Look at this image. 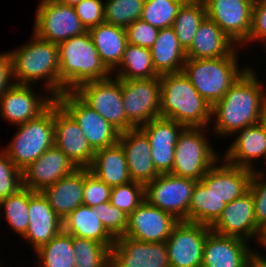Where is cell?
<instances>
[{
	"label": "cell",
	"mask_w": 266,
	"mask_h": 267,
	"mask_svg": "<svg viewBox=\"0 0 266 267\" xmlns=\"http://www.w3.org/2000/svg\"><path fill=\"white\" fill-rule=\"evenodd\" d=\"M255 70L250 66L212 106L210 126H213L209 128L217 138L232 137L245 127L259 124L266 115V85Z\"/></svg>",
	"instance_id": "obj_1"
},
{
	"label": "cell",
	"mask_w": 266,
	"mask_h": 267,
	"mask_svg": "<svg viewBox=\"0 0 266 267\" xmlns=\"http://www.w3.org/2000/svg\"><path fill=\"white\" fill-rule=\"evenodd\" d=\"M31 41L15 50L8 51L12 62L15 84L35 85L43 80L44 92L55 98L60 95L59 56L57 44L38 38L34 33Z\"/></svg>",
	"instance_id": "obj_2"
},
{
	"label": "cell",
	"mask_w": 266,
	"mask_h": 267,
	"mask_svg": "<svg viewBox=\"0 0 266 267\" xmlns=\"http://www.w3.org/2000/svg\"><path fill=\"white\" fill-rule=\"evenodd\" d=\"M59 56L60 95L79 85L110 78L112 72L99 57L89 31L57 44Z\"/></svg>",
	"instance_id": "obj_3"
},
{
	"label": "cell",
	"mask_w": 266,
	"mask_h": 267,
	"mask_svg": "<svg viewBox=\"0 0 266 267\" xmlns=\"http://www.w3.org/2000/svg\"><path fill=\"white\" fill-rule=\"evenodd\" d=\"M159 78L160 117L172 119L186 128L210 127L212 107L183 72L163 74Z\"/></svg>",
	"instance_id": "obj_4"
},
{
	"label": "cell",
	"mask_w": 266,
	"mask_h": 267,
	"mask_svg": "<svg viewBox=\"0 0 266 267\" xmlns=\"http://www.w3.org/2000/svg\"><path fill=\"white\" fill-rule=\"evenodd\" d=\"M238 49L237 46L228 56L221 58H186L182 72L211 107L250 68V65L240 68Z\"/></svg>",
	"instance_id": "obj_5"
},
{
	"label": "cell",
	"mask_w": 266,
	"mask_h": 267,
	"mask_svg": "<svg viewBox=\"0 0 266 267\" xmlns=\"http://www.w3.org/2000/svg\"><path fill=\"white\" fill-rule=\"evenodd\" d=\"M16 127L10 143L2 150L23 171L54 146V103L37 118Z\"/></svg>",
	"instance_id": "obj_6"
},
{
	"label": "cell",
	"mask_w": 266,
	"mask_h": 267,
	"mask_svg": "<svg viewBox=\"0 0 266 267\" xmlns=\"http://www.w3.org/2000/svg\"><path fill=\"white\" fill-rule=\"evenodd\" d=\"M209 130L208 127H191L181 132L175 146L170 174L199 181L221 158L206 137L210 134Z\"/></svg>",
	"instance_id": "obj_7"
},
{
	"label": "cell",
	"mask_w": 266,
	"mask_h": 267,
	"mask_svg": "<svg viewBox=\"0 0 266 267\" xmlns=\"http://www.w3.org/2000/svg\"><path fill=\"white\" fill-rule=\"evenodd\" d=\"M73 92L120 133L135 128L126 118L121 79L111 76L103 80L89 81L79 85Z\"/></svg>",
	"instance_id": "obj_8"
},
{
	"label": "cell",
	"mask_w": 266,
	"mask_h": 267,
	"mask_svg": "<svg viewBox=\"0 0 266 267\" xmlns=\"http://www.w3.org/2000/svg\"><path fill=\"white\" fill-rule=\"evenodd\" d=\"M34 21L33 33L54 44L88 31L76 15L74 6L58 0H40Z\"/></svg>",
	"instance_id": "obj_9"
},
{
	"label": "cell",
	"mask_w": 266,
	"mask_h": 267,
	"mask_svg": "<svg viewBox=\"0 0 266 267\" xmlns=\"http://www.w3.org/2000/svg\"><path fill=\"white\" fill-rule=\"evenodd\" d=\"M196 183L194 179L160 174L145 185V200L177 220L188 222V207Z\"/></svg>",
	"instance_id": "obj_10"
},
{
	"label": "cell",
	"mask_w": 266,
	"mask_h": 267,
	"mask_svg": "<svg viewBox=\"0 0 266 267\" xmlns=\"http://www.w3.org/2000/svg\"><path fill=\"white\" fill-rule=\"evenodd\" d=\"M121 90L126 118L135 128L160 117L161 82L159 77L121 79Z\"/></svg>",
	"instance_id": "obj_11"
},
{
	"label": "cell",
	"mask_w": 266,
	"mask_h": 267,
	"mask_svg": "<svg viewBox=\"0 0 266 267\" xmlns=\"http://www.w3.org/2000/svg\"><path fill=\"white\" fill-rule=\"evenodd\" d=\"M56 101L73 117L94 151L118 143L120 132L73 91H65Z\"/></svg>",
	"instance_id": "obj_12"
},
{
	"label": "cell",
	"mask_w": 266,
	"mask_h": 267,
	"mask_svg": "<svg viewBox=\"0 0 266 267\" xmlns=\"http://www.w3.org/2000/svg\"><path fill=\"white\" fill-rule=\"evenodd\" d=\"M210 226L179 221L165 244L170 267H201Z\"/></svg>",
	"instance_id": "obj_13"
},
{
	"label": "cell",
	"mask_w": 266,
	"mask_h": 267,
	"mask_svg": "<svg viewBox=\"0 0 266 267\" xmlns=\"http://www.w3.org/2000/svg\"><path fill=\"white\" fill-rule=\"evenodd\" d=\"M33 89L32 85L14 83L10 86L0 96L1 119L9 122L8 124L18 126L37 118L56 101L50 93L39 96Z\"/></svg>",
	"instance_id": "obj_14"
},
{
	"label": "cell",
	"mask_w": 266,
	"mask_h": 267,
	"mask_svg": "<svg viewBox=\"0 0 266 267\" xmlns=\"http://www.w3.org/2000/svg\"><path fill=\"white\" fill-rule=\"evenodd\" d=\"M206 15L241 47L247 40L252 25L255 0H203Z\"/></svg>",
	"instance_id": "obj_15"
},
{
	"label": "cell",
	"mask_w": 266,
	"mask_h": 267,
	"mask_svg": "<svg viewBox=\"0 0 266 267\" xmlns=\"http://www.w3.org/2000/svg\"><path fill=\"white\" fill-rule=\"evenodd\" d=\"M210 230L224 235L259 242L262 229L255 220L254 201L250 191L226 204L223 212L210 226ZM255 238V239H254Z\"/></svg>",
	"instance_id": "obj_16"
},
{
	"label": "cell",
	"mask_w": 266,
	"mask_h": 267,
	"mask_svg": "<svg viewBox=\"0 0 266 267\" xmlns=\"http://www.w3.org/2000/svg\"><path fill=\"white\" fill-rule=\"evenodd\" d=\"M54 145L78 168H88L95 151L89 145L73 117L57 102H54Z\"/></svg>",
	"instance_id": "obj_17"
},
{
	"label": "cell",
	"mask_w": 266,
	"mask_h": 267,
	"mask_svg": "<svg viewBox=\"0 0 266 267\" xmlns=\"http://www.w3.org/2000/svg\"><path fill=\"white\" fill-rule=\"evenodd\" d=\"M110 261L116 267H170L165 242H143L127 236L115 239Z\"/></svg>",
	"instance_id": "obj_18"
},
{
	"label": "cell",
	"mask_w": 266,
	"mask_h": 267,
	"mask_svg": "<svg viewBox=\"0 0 266 267\" xmlns=\"http://www.w3.org/2000/svg\"><path fill=\"white\" fill-rule=\"evenodd\" d=\"M178 222L172 214L144 200L128 215L124 236L143 242H166Z\"/></svg>",
	"instance_id": "obj_19"
},
{
	"label": "cell",
	"mask_w": 266,
	"mask_h": 267,
	"mask_svg": "<svg viewBox=\"0 0 266 267\" xmlns=\"http://www.w3.org/2000/svg\"><path fill=\"white\" fill-rule=\"evenodd\" d=\"M148 137L154 167L159 174L171 173L175 146L184 125L168 118L157 117L139 127Z\"/></svg>",
	"instance_id": "obj_20"
},
{
	"label": "cell",
	"mask_w": 266,
	"mask_h": 267,
	"mask_svg": "<svg viewBox=\"0 0 266 267\" xmlns=\"http://www.w3.org/2000/svg\"><path fill=\"white\" fill-rule=\"evenodd\" d=\"M29 225L23 237L37 250L63 230V220L55 213L41 191L28 189Z\"/></svg>",
	"instance_id": "obj_21"
},
{
	"label": "cell",
	"mask_w": 266,
	"mask_h": 267,
	"mask_svg": "<svg viewBox=\"0 0 266 267\" xmlns=\"http://www.w3.org/2000/svg\"><path fill=\"white\" fill-rule=\"evenodd\" d=\"M250 244L241 238L210 231L204 244L201 267H248L252 261L253 247Z\"/></svg>",
	"instance_id": "obj_22"
},
{
	"label": "cell",
	"mask_w": 266,
	"mask_h": 267,
	"mask_svg": "<svg viewBox=\"0 0 266 267\" xmlns=\"http://www.w3.org/2000/svg\"><path fill=\"white\" fill-rule=\"evenodd\" d=\"M78 167L55 145L22 171L23 186L31 191H42Z\"/></svg>",
	"instance_id": "obj_23"
},
{
	"label": "cell",
	"mask_w": 266,
	"mask_h": 267,
	"mask_svg": "<svg viewBox=\"0 0 266 267\" xmlns=\"http://www.w3.org/2000/svg\"><path fill=\"white\" fill-rule=\"evenodd\" d=\"M118 143L124 150L132 181L146 185L160 175L152 161L149 139L140 128L120 133Z\"/></svg>",
	"instance_id": "obj_24"
},
{
	"label": "cell",
	"mask_w": 266,
	"mask_h": 267,
	"mask_svg": "<svg viewBox=\"0 0 266 267\" xmlns=\"http://www.w3.org/2000/svg\"><path fill=\"white\" fill-rule=\"evenodd\" d=\"M252 173L250 169L233 166L220 158L200 181L206 187H212L228 204L249 191Z\"/></svg>",
	"instance_id": "obj_25"
},
{
	"label": "cell",
	"mask_w": 266,
	"mask_h": 267,
	"mask_svg": "<svg viewBox=\"0 0 266 267\" xmlns=\"http://www.w3.org/2000/svg\"><path fill=\"white\" fill-rule=\"evenodd\" d=\"M234 135L236 137L224 152L222 159L233 166L257 170L255 162L264 159L266 152V135L263 127L260 124L245 127Z\"/></svg>",
	"instance_id": "obj_26"
},
{
	"label": "cell",
	"mask_w": 266,
	"mask_h": 267,
	"mask_svg": "<svg viewBox=\"0 0 266 267\" xmlns=\"http://www.w3.org/2000/svg\"><path fill=\"white\" fill-rule=\"evenodd\" d=\"M84 168H77L41 192L55 213L64 220L78 206L83 205Z\"/></svg>",
	"instance_id": "obj_27"
},
{
	"label": "cell",
	"mask_w": 266,
	"mask_h": 267,
	"mask_svg": "<svg viewBox=\"0 0 266 267\" xmlns=\"http://www.w3.org/2000/svg\"><path fill=\"white\" fill-rule=\"evenodd\" d=\"M237 45L207 16L199 25L186 58L205 59L228 56Z\"/></svg>",
	"instance_id": "obj_28"
},
{
	"label": "cell",
	"mask_w": 266,
	"mask_h": 267,
	"mask_svg": "<svg viewBox=\"0 0 266 267\" xmlns=\"http://www.w3.org/2000/svg\"><path fill=\"white\" fill-rule=\"evenodd\" d=\"M88 169L111 187L132 181L124 150L119 143L96 150Z\"/></svg>",
	"instance_id": "obj_29"
},
{
	"label": "cell",
	"mask_w": 266,
	"mask_h": 267,
	"mask_svg": "<svg viewBox=\"0 0 266 267\" xmlns=\"http://www.w3.org/2000/svg\"><path fill=\"white\" fill-rule=\"evenodd\" d=\"M150 52L155 71L159 75L182 72L186 51L172 27L159 30Z\"/></svg>",
	"instance_id": "obj_30"
},
{
	"label": "cell",
	"mask_w": 266,
	"mask_h": 267,
	"mask_svg": "<svg viewBox=\"0 0 266 267\" xmlns=\"http://www.w3.org/2000/svg\"><path fill=\"white\" fill-rule=\"evenodd\" d=\"M98 217L95 207L80 205L63 220V230L74 237L102 243L110 249L115 239Z\"/></svg>",
	"instance_id": "obj_31"
},
{
	"label": "cell",
	"mask_w": 266,
	"mask_h": 267,
	"mask_svg": "<svg viewBox=\"0 0 266 267\" xmlns=\"http://www.w3.org/2000/svg\"><path fill=\"white\" fill-rule=\"evenodd\" d=\"M88 31L102 62L113 72L121 63L128 44L125 28L104 22Z\"/></svg>",
	"instance_id": "obj_32"
},
{
	"label": "cell",
	"mask_w": 266,
	"mask_h": 267,
	"mask_svg": "<svg viewBox=\"0 0 266 267\" xmlns=\"http://www.w3.org/2000/svg\"><path fill=\"white\" fill-rule=\"evenodd\" d=\"M226 203L212 189L206 187L200 180L197 181L188 207V222L211 226Z\"/></svg>",
	"instance_id": "obj_33"
},
{
	"label": "cell",
	"mask_w": 266,
	"mask_h": 267,
	"mask_svg": "<svg viewBox=\"0 0 266 267\" xmlns=\"http://www.w3.org/2000/svg\"><path fill=\"white\" fill-rule=\"evenodd\" d=\"M112 76L133 80L154 78L160 75L155 71L150 48L127 44L122 61L112 72Z\"/></svg>",
	"instance_id": "obj_34"
},
{
	"label": "cell",
	"mask_w": 266,
	"mask_h": 267,
	"mask_svg": "<svg viewBox=\"0 0 266 267\" xmlns=\"http://www.w3.org/2000/svg\"><path fill=\"white\" fill-rule=\"evenodd\" d=\"M34 252L37 267H75L72 235L64 230Z\"/></svg>",
	"instance_id": "obj_35"
},
{
	"label": "cell",
	"mask_w": 266,
	"mask_h": 267,
	"mask_svg": "<svg viewBox=\"0 0 266 267\" xmlns=\"http://www.w3.org/2000/svg\"><path fill=\"white\" fill-rule=\"evenodd\" d=\"M206 16V7L202 0L184 4L176 15L172 28L185 51L192 45L195 33Z\"/></svg>",
	"instance_id": "obj_36"
},
{
	"label": "cell",
	"mask_w": 266,
	"mask_h": 267,
	"mask_svg": "<svg viewBox=\"0 0 266 267\" xmlns=\"http://www.w3.org/2000/svg\"><path fill=\"white\" fill-rule=\"evenodd\" d=\"M4 210L5 220L11 230L20 237H24L28 225V188L24 186L15 194L8 196L0 201V215Z\"/></svg>",
	"instance_id": "obj_37"
},
{
	"label": "cell",
	"mask_w": 266,
	"mask_h": 267,
	"mask_svg": "<svg viewBox=\"0 0 266 267\" xmlns=\"http://www.w3.org/2000/svg\"><path fill=\"white\" fill-rule=\"evenodd\" d=\"M75 267H108L110 249L99 242L72 236Z\"/></svg>",
	"instance_id": "obj_38"
},
{
	"label": "cell",
	"mask_w": 266,
	"mask_h": 267,
	"mask_svg": "<svg viewBox=\"0 0 266 267\" xmlns=\"http://www.w3.org/2000/svg\"><path fill=\"white\" fill-rule=\"evenodd\" d=\"M189 2L174 0H145L140 19L158 28L172 27L182 6Z\"/></svg>",
	"instance_id": "obj_39"
},
{
	"label": "cell",
	"mask_w": 266,
	"mask_h": 267,
	"mask_svg": "<svg viewBox=\"0 0 266 267\" xmlns=\"http://www.w3.org/2000/svg\"><path fill=\"white\" fill-rule=\"evenodd\" d=\"M145 0H104V22L123 28L139 20Z\"/></svg>",
	"instance_id": "obj_40"
},
{
	"label": "cell",
	"mask_w": 266,
	"mask_h": 267,
	"mask_svg": "<svg viewBox=\"0 0 266 267\" xmlns=\"http://www.w3.org/2000/svg\"><path fill=\"white\" fill-rule=\"evenodd\" d=\"M145 200V185L130 181L111 189L110 203L130 215Z\"/></svg>",
	"instance_id": "obj_41"
},
{
	"label": "cell",
	"mask_w": 266,
	"mask_h": 267,
	"mask_svg": "<svg viewBox=\"0 0 266 267\" xmlns=\"http://www.w3.org/2000/svg\"><path fill=\"white\" fill-rule=\"evenodd\" d=\"M23 187L22 171L0 149V201Z\"/></svg>",
	"instance_id": "obj_42"
},
{
	"label": "cell",
	"mask_w": 266,
	"mask_h": 267,
	"mask_svg": "<svg viewBox=\"0 0 266 267\" xmlns=\"http://www.w3.org/2000/svg\"><path fill=\"white\" fill-rule=\"evenodd\" d=\"M95 208L101 223L114 239L124 236L128 225L127 214L114 207L110 201L101 203Z\"/></svg>",
	"instance_id": "obj_43"
},
{
	"label": "cell",
	"mask_w": 266,
	"mask_h": 267,
	"mask_svg": "<svg viewBox=\"0 0 266 267\" xmlns=\"http://www.w3.org/2000/svg\"><path fill=\"white\" fill-rule=\"evenodd\" d=\"M112 187L105 184L88 168H84L83 205L95 207L109 202Z\"/></svg>",
	"instance_id": "obj_44"
},
{
	"label": "cell",
	"mask_w": 266,
	"mask_h": 267,
	"mask_svg": "<svg viewBox=\"0 0 266 267\" xmlns=\"http://www.w3.org/2000/svg\"><path fill=\"white\" fill-rule=\"evenodd\" d=\"M249 191L254 201L255 220L257 225L266 229V172L254 170L251 176Z\"/></svg>",
	"instance_id": "obj_45"
},
{
	"label": "cell",
	"mask_w": 266,
	"mask_h": 267,
	"mask_svg": "<svg viewBox=\"0 0 266 267\" xmlns=\"http://www.w3.org/2000/svg\"><path fill=\"white\" fill-rule=\"evenodd\" d=\"M159 30L141 19L136 20L125 28L127 43L151 48L158 36Z\"/></svg>",
	"instance_id": "obj_46"
},
{
	"label": "cell",
	"mask_w": 266,
	"mask_h": 267,
	"mask_svg": "<svg viewBox=\"0 0 266 267\" xmlns=\"http://www.w3.org/2000/svg\"><path fill=\"white\" fill-rule=\"evenodd\" d=\"M76 15L87 30L104 23V1L83 0L74 6Z\"/></svg>",
	"instance_id": "obj_47"
},
{
	"label": "cell",
	"mask_w": 266,
	"mask_h": 267,
	"mask_svg": "<svg viewBox=\"0 0 266 267\" xmlns=\"http://www.w3.org/2000/svg\"><path fill=\"white\" fill-rule=\"evenodd\" d=\"M266 41V1H255L252 10V25L248 40L249 43H264Z\"/></svg>",
	"instance_id": "obj_48"
},
{
	"label": "cell",
	"mask_w": 266,
	"mask_h": 267,
	"mask_svg": "<svg viewBox=\"0 0 266 267\" xmlns=\"http://www.w3.org/2000/svg\"><path fill=\"white\" fill-rule=\"evenodd\" d=\"M14 84L9 52L0 53V96Z\"/></svg>",
	"instance_id": "obj_49"
},
{
	"label": "cell",
	"mask_w": 266,
	"mask_h": 267,
	"mask_svg": "<svg viewBox=\"0 0 266 267\" xmlns=\"http://www.w3.org/2000/svg\"><path fill=\"white\" fill-rule=\"evenodd\" d=\"M261 250L252 249V262L257 267H266V256L262 255L263 252L259 253Z\"/></svg>",
	"instance_id": "obj_50"
},
{
	"label": "cell",
	"mask_w": 266,
	"mask_h": 267,
	"mask_svg": "<svg viewBox=\"0 0 266 267\" xmlns=\"http://www.w3.org/2000/svg\"><path fill=\"white\" fill-rule=\"evenodd\" d=\"M258 244L266 249V229L262 231Z\"/></svg>",
	"instance_id": "obj_51"
},
{
	"label": "cell",
	"mask_w": 266,
	"mask_h": 267,
	"mask_svg": "<svg viewBox=\"0 0 266 267\" xmlns=\"http://www.w3.org/2000/svg\"><path fill=\"white\" fill-rule=\"evenodd\" d=\"M62 4L69 5V6H75L76 4L82 2L83 0H58Z\"/></svg>",
	"instance_id": "obj_52"
},
{
	"label": "cell",
	"mask_w": 266,
	"mask_h": 267,
	"mask_svg": "<svg viewBox=\"0 0 266 267\" xmlns=\"http://www.w3.org/2000/svg\"><path fill=\"white\" fill-rule=\"evenodd\" d=\"M259 124L263 127V130H264L265 135H266V115L263 117V119L261 120V122ZM264 160H265V164H266V152L264 155Z\"/></svg>",
	"instance_id": "obj_53"
},
{
	"label": "cell",
	"mask_w": 266,
	"mask_h": 267,
	"mask_svg": "<svg viewBox=\"0 0 266 267\" xmlns=\"http://www.w3.org/2000/svg\"><path fill=\"white\" fill-rule=\"evenodd\" d=\"M260 45L263 46L264 51L266 52V41L264 43H262V44L260 43Z\"/></svg>",
	"instance_id": "obj_54"
},
{
	"label": "cell",
	"mask_w": 266,
	"mask_h": 267,
	"mask_svg": "<svg viewBox=\"0 0 266 267\" xmlns=\"http://www.w3.org/2000/svg\"><path fill=\"white\" fill-rule=\"evenodd\" d=\"M174 1H179V2H190V1H193V0H174Z\"/></svg>",
	"instance_id": "obj_55"
},
{
	"label": "cell",
	"mask_w": 266,
	"mask_h": 267,
	"mask_svg": "<svg viewBox=\"0 0 266 267\" xmlns=\"http://www.w3.org/2000/svg\"><path fill=\"white\" fill-rule=\"evenodd\" d=\"M108 267H116V266L110 261Z\"/></svg>",
	"instance_id": "obj_56"
},
{
	"label": "cell",
	"mask_w": 266,
	"mask_h": 267,
	"mask_svg": "<svg viewBox=\"0 0 266 267\" xmlns=\"http://www.w3.org/2000/svg\"><path fill=\"white\" fill-rule=\"evenodd\" d=\"M248 267H253V262L252 261L249 263Z\"/></svg>",
	"instance_id": "obj_57"
}]
</instances>
